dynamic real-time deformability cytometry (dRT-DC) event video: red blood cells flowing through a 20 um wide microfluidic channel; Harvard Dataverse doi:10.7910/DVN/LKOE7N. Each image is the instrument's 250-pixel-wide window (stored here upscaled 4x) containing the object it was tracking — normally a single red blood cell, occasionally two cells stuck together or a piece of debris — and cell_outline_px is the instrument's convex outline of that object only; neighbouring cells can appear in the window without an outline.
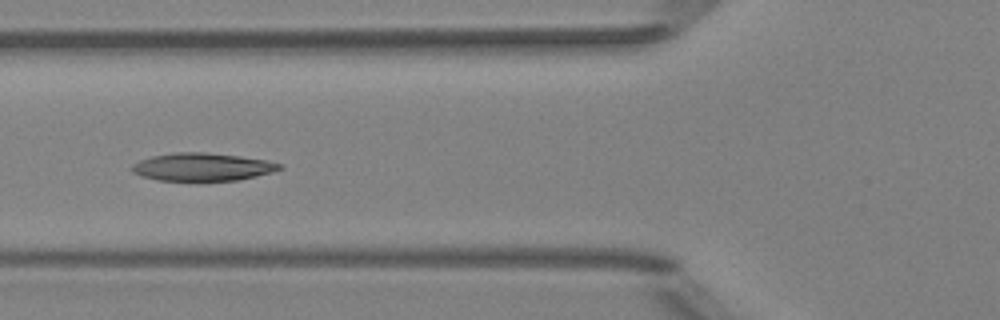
{"species": "Egyptian fruit bat (a non-hibernating species)", "species_latin": "Rousettus aegyptiacus", "temperature_condition": "room temperature", "stored_images_in_passage": 6, "camera_frame_rate_fps": 3000, "um_per_image_px": 0.085, "animal": {"sex": "female"}, "frame": {"image": 1, "passage_image": 6, "time_ms": 5.667, "image_size_px": [1000, 320], "cell_outline_px": [[284, 168], [272, 172], [256, 176], [236, 180], [156, 180], [140, 176], [132, 172], [132, 164], [140, 160], [152, 156], [176, 152], [204, 152], [240, 156], [268, 160], [280, 164]], "centroid_in_image_um": [17.19, 14.18], "position_along_channel_um": 108.6, "area_um2": 23.87}}